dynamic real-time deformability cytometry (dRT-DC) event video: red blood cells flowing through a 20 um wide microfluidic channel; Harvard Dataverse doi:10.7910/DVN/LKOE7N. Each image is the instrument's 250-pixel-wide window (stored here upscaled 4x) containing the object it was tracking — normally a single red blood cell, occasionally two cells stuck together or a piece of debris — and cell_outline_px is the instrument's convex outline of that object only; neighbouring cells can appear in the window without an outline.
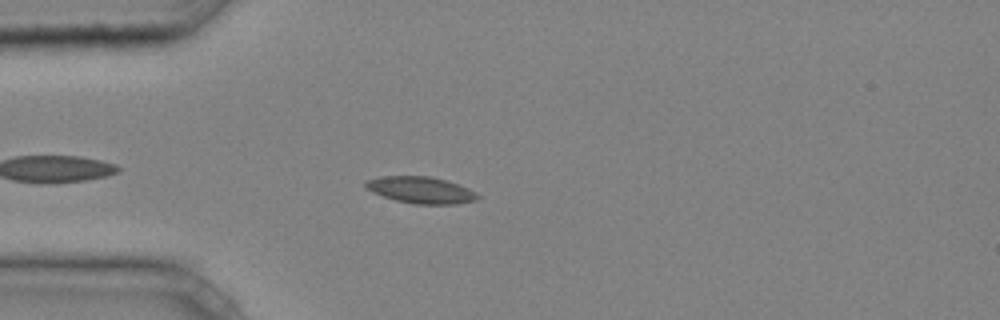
{"species": "common noctule bat (a hibernating species)", "species_latin": "Nyctalus noctula", "temperature_condition": "cold", "stored_images_in_passage": 35, "camera_frame_rate_fps": 3000, "um_per_image_px": 0.085, "animal": {"sex": "male", "body_mass_g": 20.4}, "frame": {"image": 1, "passage_image": 2, "time_ms": 0.333, "image_size_px": [1000, 320], "cell_outline_px": [[480, 196], [476, 200], [456, 204], [416, 204], [396, 200], [372, 192], [364, 188], [364, 180], [380, 176], [428, 176], [444, 180], [468, 188], [476, 192]], "centroid_in_image_um": [35.72, 16.15], "position_along_channel_um": 49.3, "area_um2": 17.34}}
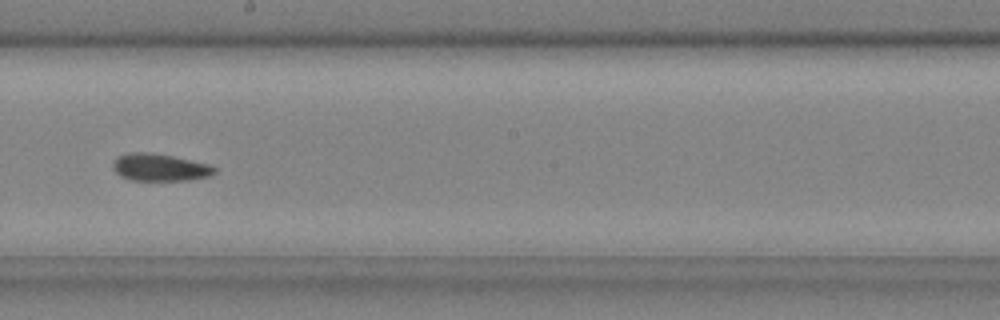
{"frame": {"image": 2, "passage_image": 16, "time_ms": 5.0, "image_size_px": [1000, 320], "cell_outline_px": [[216, 172], [208, 176], [188, 180], [132, 180], [120, 176], [112, 168], [112, 164], [120, 156], [128, 152], [148, 152], [172, 156], [208, 164], [216, 168]], "centroid_in_image_um": [13.57, 14.23], "position_along_channel_um": 234.6, "area_um2": 15.95}}
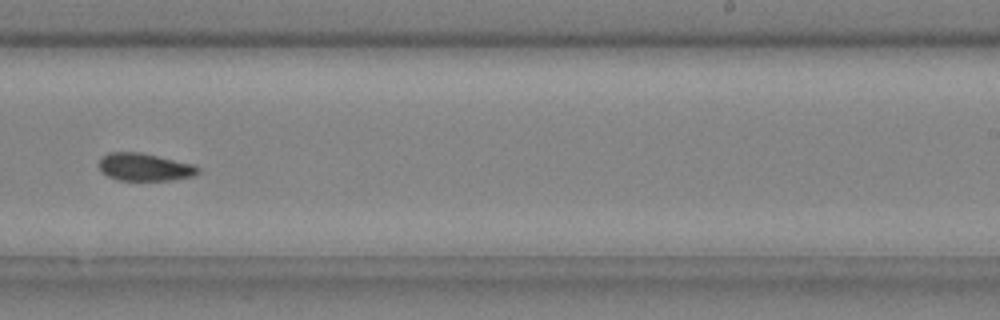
{"frame": {"image": 3, "passage_image": 19, "time_ms": 6.0, "image_size_px": [1000, 320], "cell_outline_px": [[200, 172], [196, 176], [172, 180], [116, 180], [108, 176], [100, 168], [100, 156], [108, 152], [140, 152], [192, 164], [200, 168]], "centroid_in_image_um": [12.31, 14.2], "position_along_channel_um": 276.7, "area_um2": 15.95}, "authors_computed_cell_mechanics": {"area_um2": 15.9528, "velocity_mm_per_s": 4.2183, "shape_relaxation_time_tau1_ms": null, "shape_relaxation_time_tau2_ms": 1.3539, "deformation_change_tau1": null, "deformation_change_tau2": 0.0478}}